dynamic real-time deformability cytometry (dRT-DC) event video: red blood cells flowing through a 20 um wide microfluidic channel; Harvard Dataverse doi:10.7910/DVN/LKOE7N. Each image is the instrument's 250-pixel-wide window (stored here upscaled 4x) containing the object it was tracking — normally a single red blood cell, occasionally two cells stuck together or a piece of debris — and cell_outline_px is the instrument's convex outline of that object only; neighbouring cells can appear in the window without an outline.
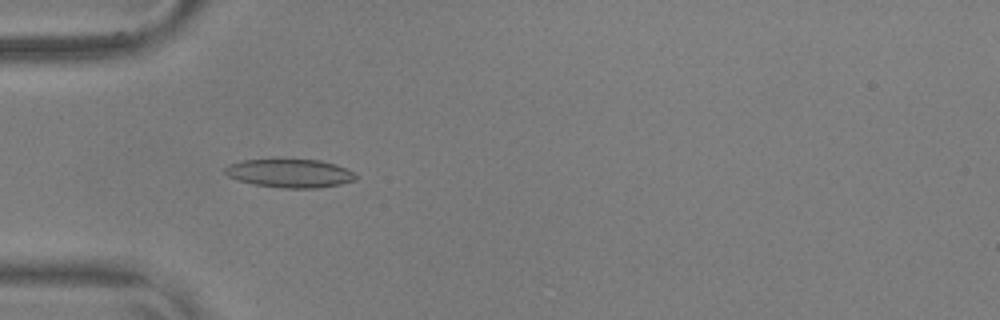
{"species": "common noctule bat (a hibernating species)", "species_latin": "Nyctalus noctula", "temperature_condition": "warm", "stored_images_in_passage": 56, "camera_frame_rate_fps": 3000, "um_per_image_px": 0.085, "animal": {"sex": "male", "body_mass_g": 17.9, "forearm_length_mm": 54.2}, "frame": {"image": 1, "passage_image": 18, "time_ms": 5.667, "image_size_px": [1000, 320], "cell_outline_px": [[360, 176], [356, 180], [340, 184], [320, 188], [284, 188], [252, 184], [236, 180], [228, 176], [224, 172], [224, 168], [228, 164], [244, 160], [320, 160], [336, 164]], "centroid_in_image_um": [24.64, 14.74], "position_along_channel_um": 60.4, "area_um2": 21.73}}
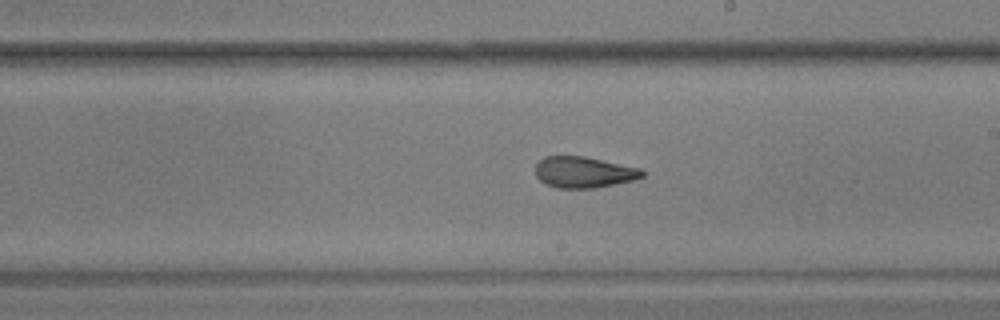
{"frame": {"image": 2, "passage_image": 33, "time_ms": 10.667, "image_size_px": [1000, 320], "cell_outline_px": [[644, 176], [632, 180], [616, 184], [596, 188], [556, 188], [540, 180], [536, 176], [536, 164], [544, 156], [584, 156], [640, 168], [644, 172]], "centroid_in_image_um": [49.62, 14.64], "position_along_channel_um": 239.4, "area_um2": 19.31}}
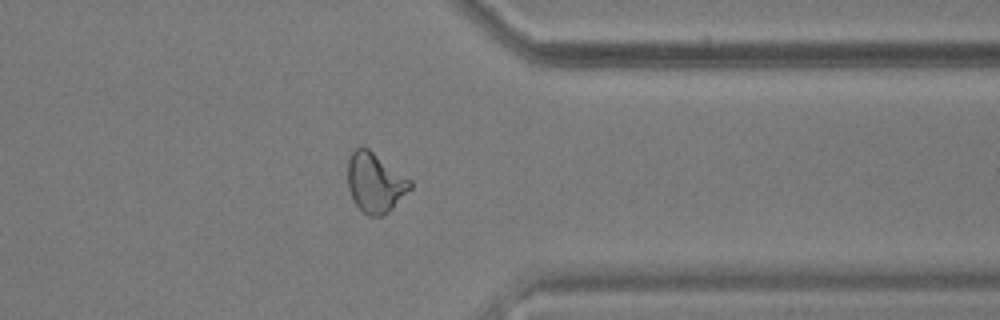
{"frame": {"image": 3, "passage_image": 45, "time_ms": 14.667, "image_size_px": [1000, 320], "cell_outline_px": [[412, 188], [384, 216], [368, 216], [356, 204], [348, 188], [348, 160], [352, 152], [356, 148], [368, 148], [412, 180]], "centroid_in_image_um": [31.9, 15.53], "position_along_channel_um": 379.5, "area_um2": 21.56}, "authors_computed_cell_mechanics": {"area_um2": 20.4612, "velocity_mm_per_s": 3.6405, "shape_relaxation_time_tau1_ms": null, "shape_relaxation_time_tau2_ms": 2.1373, "deformation_change_tau1": null, "deformation_change_tau2": 0.1005}}